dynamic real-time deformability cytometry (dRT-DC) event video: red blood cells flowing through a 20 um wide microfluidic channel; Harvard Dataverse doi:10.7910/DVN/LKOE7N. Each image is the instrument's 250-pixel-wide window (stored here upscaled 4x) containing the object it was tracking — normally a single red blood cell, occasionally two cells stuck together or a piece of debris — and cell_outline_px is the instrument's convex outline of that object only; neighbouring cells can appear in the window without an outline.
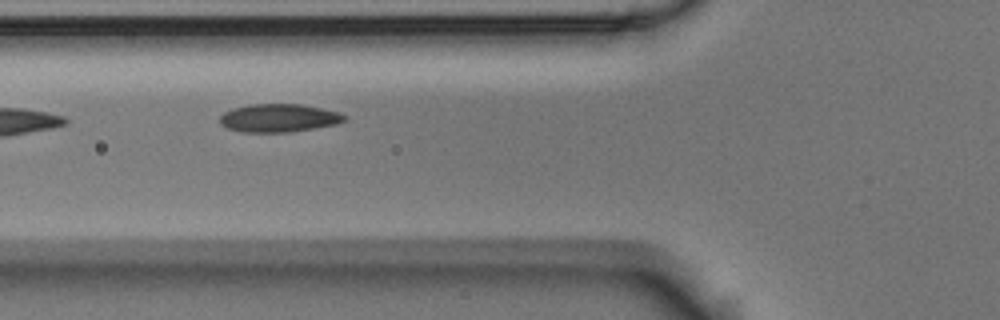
{"species": "Egyptian fruit bat (a non-hibernating species)", "species_latin": "Rousettus aegyptiacus", "temperature_condition": "room temperature", "stored_images_in_passage": 4, "camera_frame_rate_fps": 3000, "um_per_image_px": 0.085, "animal": {"sex": "male"}, "frame": {"image": 1, "passage_image": 3, "time_ms": 0.667, "image_size_px": [1000, 320], "cell_outline_px": [[348, 120], [336, 124], [292, 132], [240, 132], [228, 128], [220, 124], [220, 116], [224, 112], [232, 108], [248, 104], [300, 104], [320, 108], [336, 112], [348, 116]], "centroid_in_image_um": [23.68, 10.03], "position_along_channel_um": 102.1, "area_um2": 20.52}}
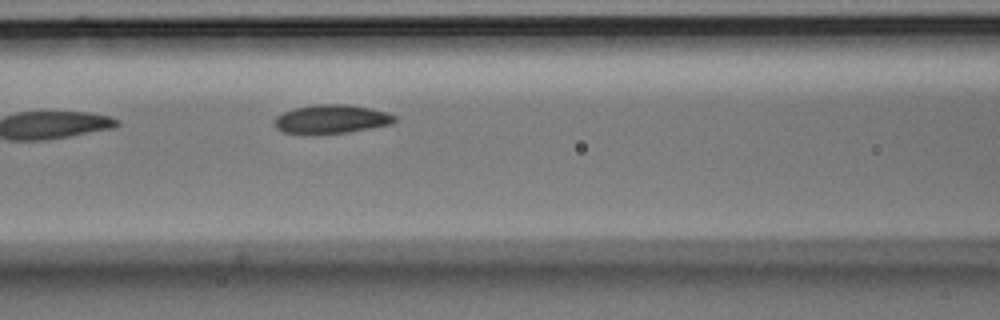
{"frame": {"image": 2, "passage_image": 4, "time_ms": 1.0, "image_size_px": [1000, 320], "cell_outline_px": [[396, 120], [392, 124], [348, 132], [312, 136], [284, 132], [276, 128], [272, 124], [276, 116], [292, 108], [316, 104], [348, 104], [372, 108], [388, 112], [396, 116]], "centroid_in_image_um": [28.13, 10.14], "position_along_channel_um": 138.5, "area_um2": 20.81}}